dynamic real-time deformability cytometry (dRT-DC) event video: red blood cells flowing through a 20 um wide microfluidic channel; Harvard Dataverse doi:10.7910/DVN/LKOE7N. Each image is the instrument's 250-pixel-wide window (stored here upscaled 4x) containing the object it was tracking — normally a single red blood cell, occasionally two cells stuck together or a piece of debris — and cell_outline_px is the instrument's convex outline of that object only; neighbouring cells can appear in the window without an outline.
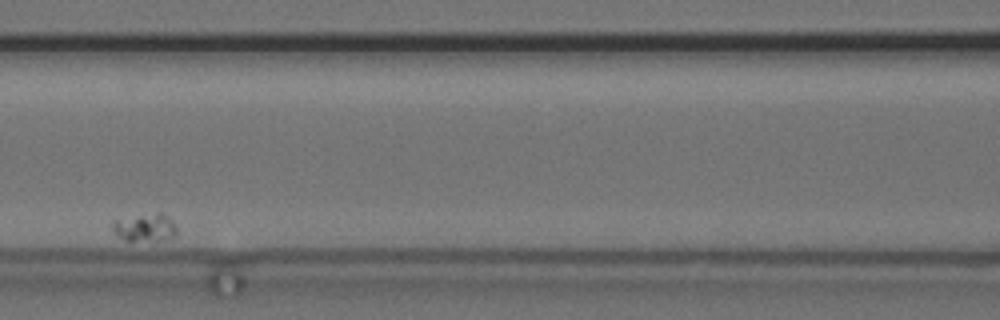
{"species": "common noctule bat (a hibernating species)", "species_latin": "Nyctalus noctula", "temperature_condition": "cold", "stored_images_in_passage": 5, "camera_frame_rate_fps": 3000, "um_per_image_px": 0.085, "animal": {"sex": "female", "body_mass_g": 24.6, "forearm_length_mm": 56.2}, "frame": {"image": 1, "passage_image": 3, "time_ms": 3.333, "image_size_px": [1000, 320], "cell_outline_px": [[176, 232], [172, 236], [164, 240], [124, 240], [116, 236], [112, 232], [112, 220], [156, 212], [160, 212], [168, 216], [172, 220], [176, 228]], "centroid_in_image_um": [12.28, 19.32], "position_along_channel_um": 154.3, "area_um2": 10.46}}